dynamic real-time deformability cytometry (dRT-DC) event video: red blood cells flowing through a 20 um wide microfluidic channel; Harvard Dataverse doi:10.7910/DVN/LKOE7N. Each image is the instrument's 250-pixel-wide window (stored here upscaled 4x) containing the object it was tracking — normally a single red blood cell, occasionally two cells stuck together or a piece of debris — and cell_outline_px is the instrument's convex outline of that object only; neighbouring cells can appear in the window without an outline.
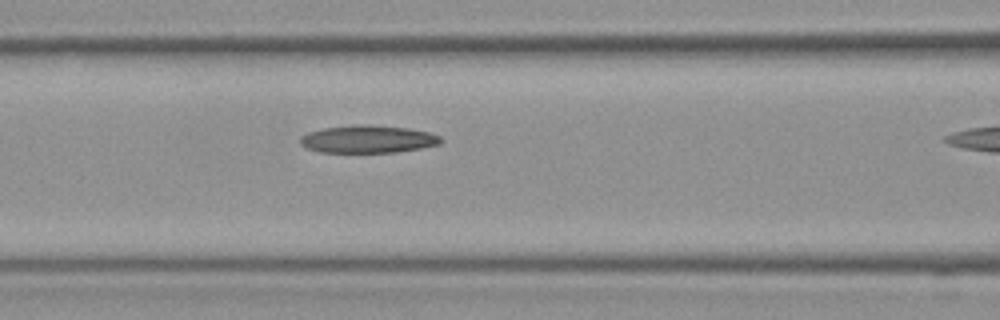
{"species": "Egyptian fruit bat (a non-hibernating species)", "species_latin": "Rousettus aegyptiacus", "temperature_condition": "room temperature", "stored_images_in_passage": 6, "camera_frame_rate_fps": 3000, "um_per_image_px": 0.085, "frame": {"image": 1, "passage_image": 5, "time_ms": 1.333, "image_size_px": [1000, 320], "cell_outline_px": [[444, 140], [440, 144], [420, 148], [396, 152], [320, 152], [308, 148], [300, 144], [300, 136], [308, 132], [324, 128], [352, 124], [364, 124], [408, 128], [428, 132], [440, 136]], "centroid_in_image_um": [31.27, 11.82], "position_along_channel_um": 135.3, "area_um2": 22.66}}